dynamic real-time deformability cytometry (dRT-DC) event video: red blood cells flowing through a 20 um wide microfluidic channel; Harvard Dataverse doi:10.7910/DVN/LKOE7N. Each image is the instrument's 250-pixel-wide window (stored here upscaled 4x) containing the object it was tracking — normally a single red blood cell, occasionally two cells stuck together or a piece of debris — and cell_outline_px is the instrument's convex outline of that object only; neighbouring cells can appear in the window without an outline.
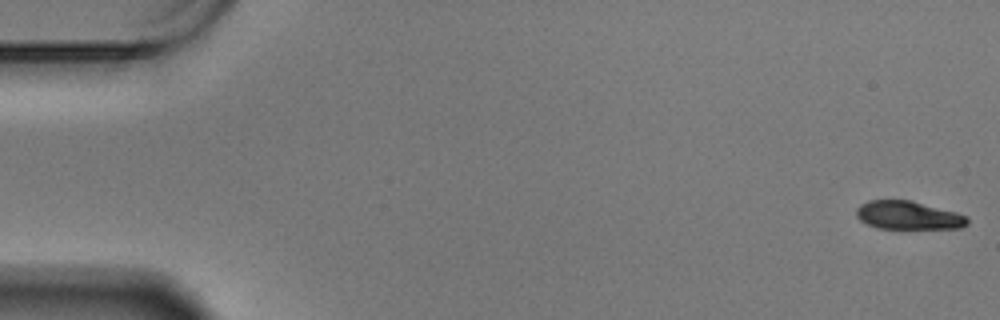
{"species": "Egyptian fruit bat (a non-hibernating species)", "species_latin": "Rousettus aegyptiacus", "temperature_condition": "warm", "stored_images_in_passage": 59, "camera_frame_rate_fps": 3000, "um_per_image_px": 0.085, "animal": {"sex": "male"}, "frame": {"image": 1, "passage_image": 1, "time_ms": 0.0, "image_size_px": [1000, 320], "cell_outline_px": [[968, 224], [960, 228], [876, 228], [860, 220], [856, 216], [856, 208], [860, 204], [868, 200], [912, 200], [956, 212], [968, 216]], "centroid_in_image_um": [77.19, 18.29], "position_along_channel_um": 7.8, "area_um2": 18.38}}
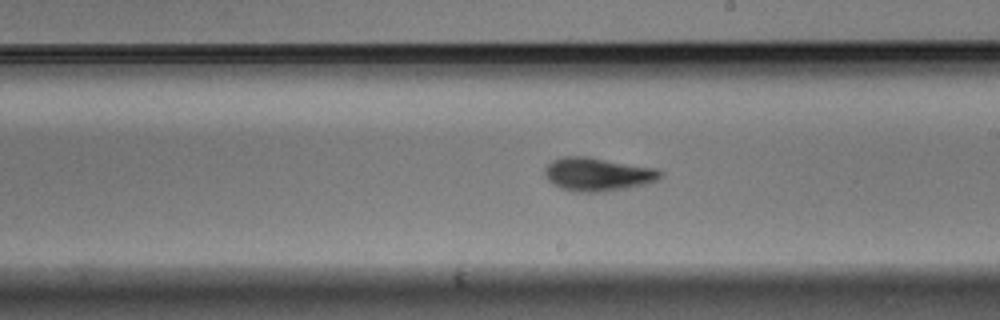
{"frame": {"image": 2, "passage_image": 34, "time_ms": 11.0, "image_size_px": [1000, 320], "cell_outline_px": [[664, 176], [656, 180], [644, 184], [624, 188], [596, 192], [580, 192], [560, 188], [552, 184], [544, 176], [544, 168], [552, 160], [564, 156], [588, 156], [656, 168], [664, 172]], "centroid_in_image_um": [50.78, 14.8], "position_along_channel_um": 238.2, "area_um2": 22.54}}
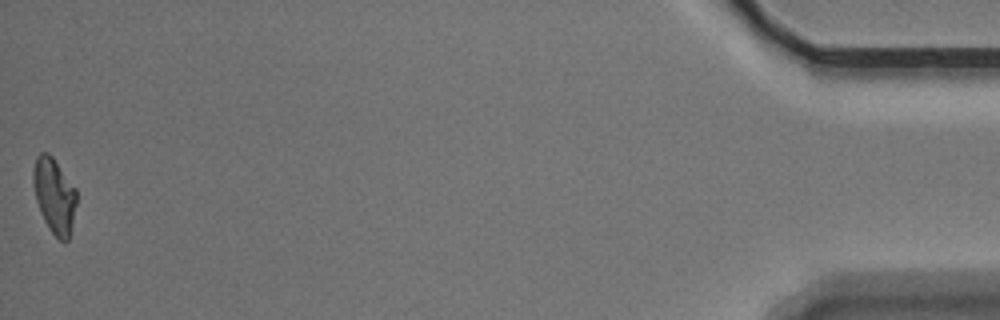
{"frame": {"image": 3, "passage_image": 59, "time_ms": 19.333, "image_size_px": [1000, 320], "cell_outline_px": [[76, 204], [68, 240], [64, 244], [48, 228], [40, 212], [36, 200], [32, 184], [32, 172], [36, 156], [40, 152], [48, 152], [52, 156], [76, 188]], "centroid_in_image_um": [4.59, 16.6], "position_along_channel_um": 430.6, "area_um2": 19.07}, "authors_computed_cell_mechanics": {"area_um2": 20.4612, "velocity_mm_per_s": 3.4346, "shape_relaxation_time_tau1_ms": 3.428, "shape_relaxation_time_tau2_ms": 2.9555, "deformation_change_tau1": 0.1481, "deformation_change_tau2": 0.0953}}